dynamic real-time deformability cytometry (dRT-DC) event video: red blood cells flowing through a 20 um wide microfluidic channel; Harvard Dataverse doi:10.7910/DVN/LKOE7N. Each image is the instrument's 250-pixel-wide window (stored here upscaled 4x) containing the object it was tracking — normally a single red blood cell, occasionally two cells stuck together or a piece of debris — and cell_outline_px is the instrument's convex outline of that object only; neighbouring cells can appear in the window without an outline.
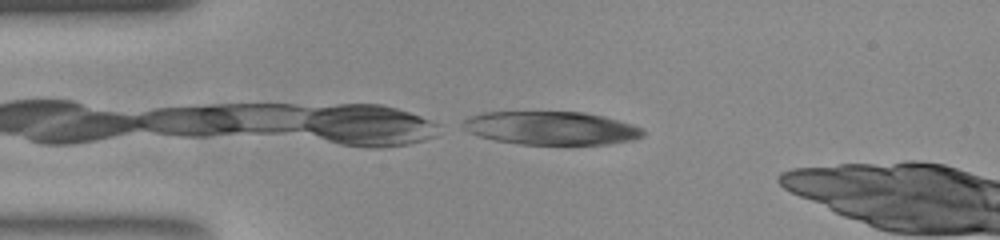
{"species": "common noctule bat (a hibernating species)", "species_latin": "Nyctalus noctula", "temperature_condition": "room temperature", "stored_images_in_passage": 35, "camera_frame_rate_fps": 3000, "um_per_image_px": 0.085, "animal": {"sex": "female", "body_mass_g": 23.0, "forearm_length_mm": 53.4}, "frame": {"image": 1, "passage_image": 1, "time_ms": 0.0, "image_size_px": [1000, 240], "cell_outline_px": [[644, 136], [632, 140], [608, 144], [520, 144], [496, 140], [480, 136], [468, 132], [464, 128], [464, 120], [472, 116], [484, 112], [584, 112], [604, 116], [632, 124], [640, 128], [644, 132]], "centroid_in_image_um": [46.87, 10.89], "position_along_channel_um": 38.1, "area_um2": 34.68}}
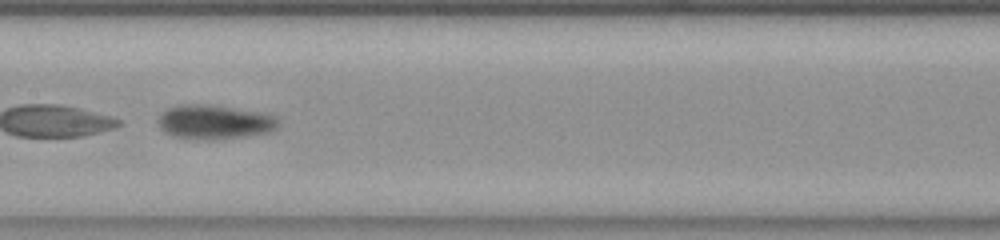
{"frame": {"image": 2, "passage_image": 16, "time_ms": 5.0, "image_size_px": [1000, 240], "cell_outline_px": [[276, 128], [264, 132], [244, 136], [220, 140], [204, 140], [176, 136], [160, 128], [160, 116], [168, 108], [180, 104], [208, 104], [252, 112], [272, 116], [276, 120]], "centroid_in_image_um": [18.15, 10.38], "position_along_channel_um": 189.2, "area_um2": 23.0}, "authors_computed_cell_mechanics": {"area_um2": 22.4264, "velocity_mm_per_s": 3.7491, "shape_relaxation_time_tau1_ms": 5.3062, "shape_relaxation_time_tau2_ms": 1.8301, "deformation_change_tau1": 0.1406, "deformation_change_tau2": 0.0356}}